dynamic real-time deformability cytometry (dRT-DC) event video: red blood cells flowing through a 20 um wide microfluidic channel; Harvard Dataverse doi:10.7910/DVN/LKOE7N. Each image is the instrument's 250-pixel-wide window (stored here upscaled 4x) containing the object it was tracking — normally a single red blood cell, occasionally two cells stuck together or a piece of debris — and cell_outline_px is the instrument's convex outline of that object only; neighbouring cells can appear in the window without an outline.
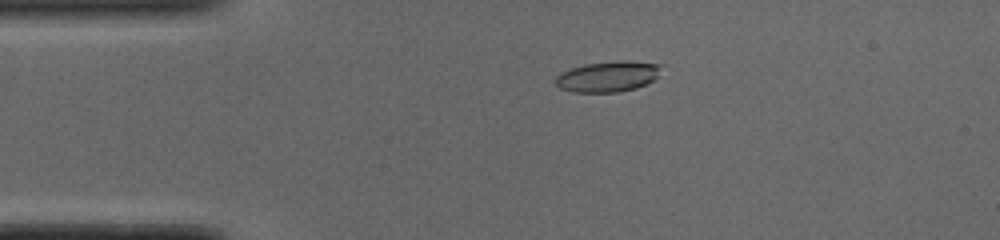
{"species": "common noctule bat (a hibernating species)", "species_latin": "Nyctalus noctula", "temperature_condition": "cold", "stored_images_in_passage": 51, "camera_frame_rate_fps": 3000, "um_per_image_px": 0.085, "animal": {"sex": "male", "body_mass_g": 19.0, "forearm_length_mm": 50.8}, "frame": {"image": 1, "passage_image": 10, "time_ms": 3.0, "image_size_px": [1000, 240], "cell_outline_px": [[660, 64], [656, 76], [652, 80], [636, 88], [616, 92], [572, 92], [560, 88], [556, 84], [556, 76], [572, 68], [584, 64], [620, 60]], "centroid_in_image_um": [51.62, 6.51], "position_along_channel_um": 33.4, "area_um2": 18.44}}
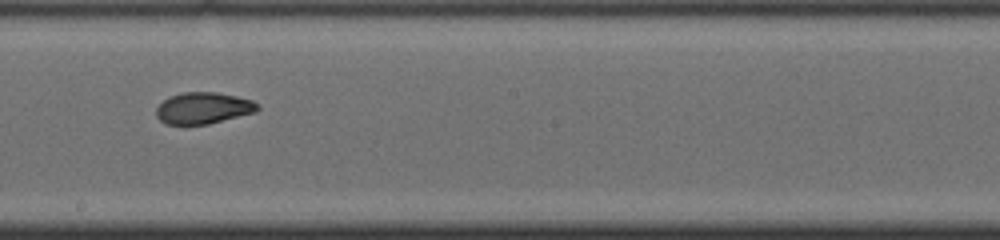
{"frame": {"image": 2, "passage_image": 28, "time_ms": 9.0, "image_size_px": [1000, 240], "cell_outline_px": [[260, 108], [256, 112], [208, 124], [184, 128], [164, 124], [156, 116], [156, 108], [168, 96], [184, 92], [216, 92], [236, 96], [252, 100], [260, 104]], "centroid_in_image_um": [17.24, 9.23], "position_along_channel_um": 231.0, "area_um2": 19.31}}
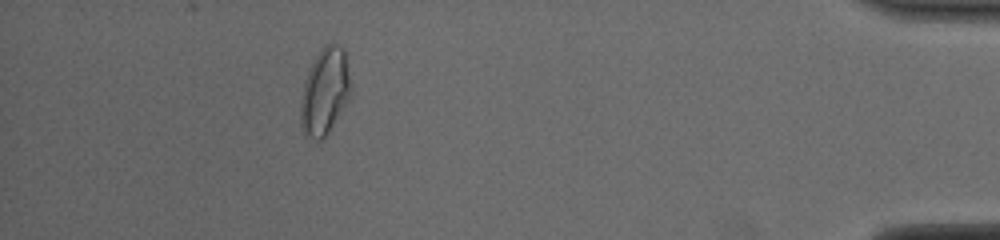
{"frame": {"image": 3, "passage_image": 46, "time_ms": 15.0, "image_size_px": [1000, 240], "cell_outline_px": [[352, 92], [348, 100], [324, 140], [316, 140], [304, 136], [300, 124], [300, 104], [304, 84], [308, 68], [324, 44], [336, 44], [344, 48], [352, 88]], "centroid_in_image_um": [27.6, 7.8], "position_along_channel_um": 407.6, "area_um2": 25.61}, "authors_computed_cell_mechanics": {"area_um2": 19.3052, "velocity_mm_per_s": 3.8903, "shape_relaxation_time_tau1_ms": 4.4239, "shape_relaxation_time_tau2_ms": 1.9942, "deformation_change_tau1": 0.179, "deformation_change_tau2": 0.0674}}